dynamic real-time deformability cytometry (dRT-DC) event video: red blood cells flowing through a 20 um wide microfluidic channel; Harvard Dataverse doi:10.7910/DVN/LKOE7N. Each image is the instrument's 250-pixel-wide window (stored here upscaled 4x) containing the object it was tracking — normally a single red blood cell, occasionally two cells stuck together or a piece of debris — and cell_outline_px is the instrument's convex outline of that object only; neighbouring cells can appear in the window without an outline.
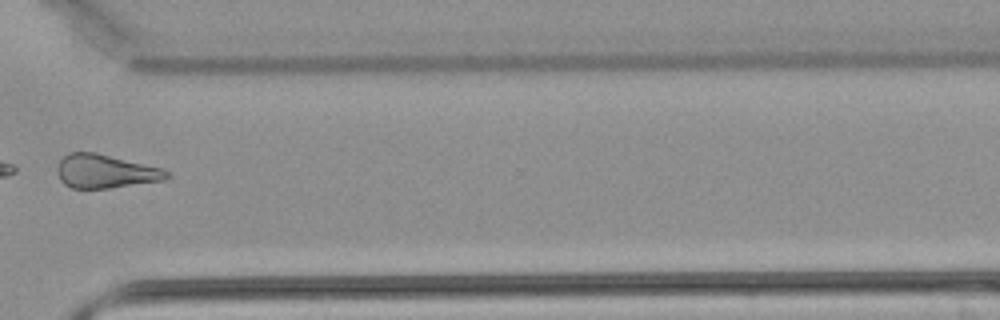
{"species": "common noctule bat (a hibernating species)", "species_latin": "Nyctalus noctula", "temperature_condition": "warm", "stored_images_in_passage": 31, "camera_frame_rate_fps": 3000, "um_per_image_px": 0.085, "animal": {"sex": "male", "body_mass_g": 21.5, "forearm_length_mm": 52.0}, "frame": {"image": 1, "passage_image": 22, "time_ms": 7.0, "image_size_px": [1000, 320], "cell_outline_px": [[172, 176], [164, 180], [108, 188], [72, 188], [64, 184], [60, 180], [56, 172], [56, 168], [60, 160], [68, 152], [96, 152], [160, 168], [168, 172]], "centroid_in_image_um": [8.91, 14.56], "position_along_channel_um": 361.7, "area_um2": 21.39}}